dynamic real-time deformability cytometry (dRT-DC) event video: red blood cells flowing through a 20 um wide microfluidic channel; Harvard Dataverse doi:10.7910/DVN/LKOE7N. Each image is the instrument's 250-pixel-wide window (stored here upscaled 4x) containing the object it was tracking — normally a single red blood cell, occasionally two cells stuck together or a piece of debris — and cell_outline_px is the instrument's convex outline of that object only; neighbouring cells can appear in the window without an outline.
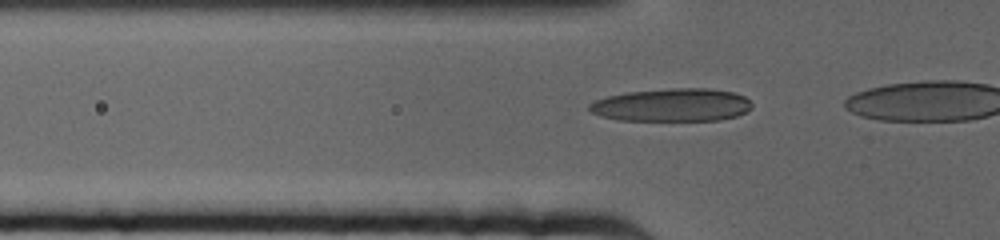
{"species": "human", "species_latin": "Homo sapiens", "temperature_condition": "cold", "stored_images_in_passage": 27, "camera_frame_rate_fps": 3000, "um_per_image_px": 0.085, "donor": {"sex": "female"}, "frame": {"image": 1, "passage_image": 17, "time_ms": 5.333, "image_size_px": [1000, 240], "cell_outline_px": [[752, 108], [736, 116], [720, 120], [616, 120], [600, 116], [592, 112], [588, 108], [588, 104], [596, 100], [608, 96], [628, 92], [672, 88], [708, 88], [732, 92], [744, 96], [752, 104]], "centroid_in_image_um": [57.11, 8.92], "position_along_channel_um": 68.7, "area_um2": 31.15}}
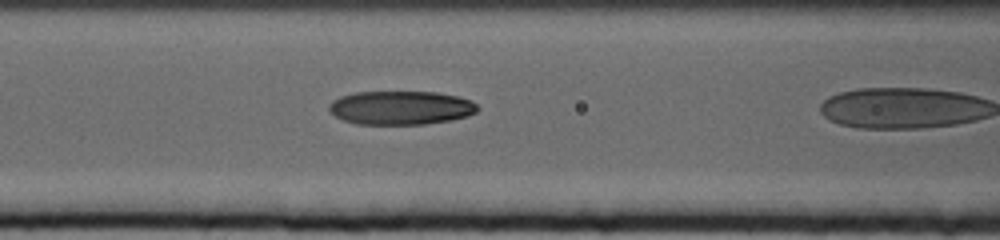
{"frame": {"image": 2, "passage_image": 23, "time_ms": 7.333, "image_size_px": [1000, 240], "cell_outline_px": [[480, 108], [476, 112], [468, 116], [452, 120], [424, 124], [356, 124], [344, 120], [328, 112], [328, 104], [332, 100], [340, 96], [356, 92], [436, 92], [456, 96], [472, 100]], "centroid_in_image_um": [34.06, 9.16], "position_along_channel_um": 132.5, "area_um2": 29.42}}
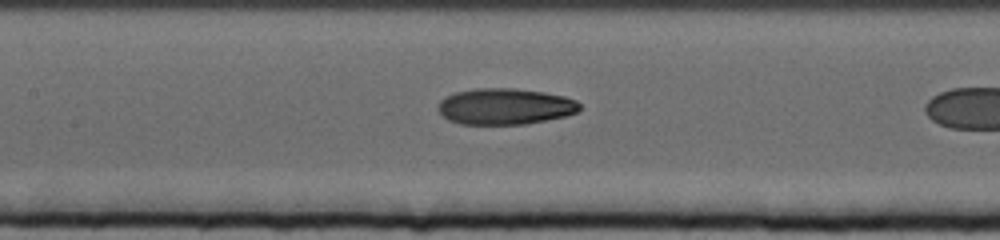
{"frame": {"image": 3, "passage_image": 26, "time_ms": 8.333, "image_size_px": [1000, 240], "cell_outline_px": [[580, 108], [576, 112], [564, 116], [524, 124], [460, 124], [448, 120], [436, 108], [440, 100], [456, 92], [476, 88], [516, 88], [544, 92], [564, 96], [576, 100], [580, 104]], "centroid_in_image_um": [42.91, 9.04], "position_along_channel_um": 164.5, "area_um2": 29.77}}